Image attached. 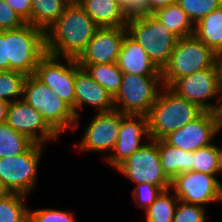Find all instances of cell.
<instances>
[{
	"label": "cell",
	"instance_id": "obj_1",
	"mask_svg": "<svg viewBox=\"0 0 222 222\" xmlns=\"http://www.w3.org/2000/svg\"><path fill=\"white\" fill-rule=\"evenodd\" d=\"M99 27L77 0H72L46 32L47 53L77 59Z\"/></svg>",
	"mask_w": 222,
	"mask_h": 222
},
{
	"label": "cell",
	"instance_id": "obj_2",
	"mask_svg": "<svg viewBox=\"0 0 222 222\" xmlns=\"http://www.w3.org/2000/svg\"><path fill=\"white\" fill-rule=\"evenodd\" d=\"M203 112L204 110L198 105L178 96L169 87L164 86L147 115L149 138L162 139L193 121Z\"/></svg>",
	"mask_w": 222,
	"mask_h": 222
},
{
	"label": "cell",
	"instance_id": "obj_3",
	"mask_svg": "<svg viewBox=\"0 0 222 222\" xmlns=\"http://www.w3.org/2000/svg\"><path fill=\"white\" fill-rule=\"evenodd\" d=\"M22 100L35 108L59 136L67 130L75 131L73 109L34 74L25 79Z\"/></svg>",
	"mask_w": 222,
	"mask_h": 222
},
{
	"label": "cell",
	"instance_id": "obj_4",
	"mask_svg": "<svg viewBox=\"0 0 222 222\" xmlns=\"http://www.w3.org/2000/svg\"><path fill=\"white\" fill-rule=\"evenodd\" d=\"M9 70L33 75L40 60L47 54L46 32L26 23L17 29L5 30Z\"/></svg>",
	"mask_w": 222,
	"mask_h": 222
},
{
	"label": "cell",
	"instance_id": "obj_5",
	"mask_svg": "<svg viewBox=\"0 0 222 222\" xmlns=\"http://www.w3.org/2000/svg\"><path fill=\"white\" fill-rule=\"evenodd\" d=\"M216 54L195 35L180 38L167 65L161 70L162 82L170 87L177 79L215 64Z\"/></svg>",
	"mask_w": 222,
	"mask_h": 222
},
{
	"label": "cell",
	"instance_id": "obj_6",
	"mask_svg": "<svg viewBox=\"0 0 222 222\" xmlns=\"http://www.w3.org/2000/svg\"><path fill=\"white\" fill-rule=\"evenodd\" d=\"M126 29L161 71L169 62L178 38L152 14L127 21Z\"/></svg>",
	"mask_w": 222,
	"mask_h": 222
},
{
	"label": "cell",
	"instance_id": "obj_7",
	"mask_svg": "<svg viewBox=\"0 0 222 222\" xmlns=\"http://www.w3.org/2000/svg\"><path fill=\"white\" fill-rule=\"evenodd\" d=\"M163 87L162 75L123 73L120 90L114 97V110L147 116Z\"/></svg>",
	"mask_w": 222,
	"mask_h": 222
},
{
	"label": "cell",
	"instance_id": "obj_8",
	"mask_svg": "<svg viewBox=\"0 0 222 222\" xmlns=\"http://www.w3.org/2000/svg\"><path fill=\"white\" fill-rule=\"evenodd\" d=\"M44 148V145L35 143L27 152L0 158V180L8 193L31 195L38 182Z\"/></svg>",
	"mask_w": 222,
	"mask_h": 222
},
{
	"label": "cell",
	"instance_id": "obj_9",
	"mask_svg": "<svg viewBox=\"0 0 222 222\" xmlns=\"http://www.w3.org/2000/svg\"><path fill=\"white\" fill-rule=\"evenodd\" d=\"M116 171L133 184L148 183L163 190L171 188V180L161 167L158 144L152 139L127 158Z\"/></svg>",
	"mask_w": 222,
	"mask_h": 222
},
{
	"label": "cell",
	"instance_id": "obj_10",
	"mask_svg": "<svg viewBox=\"0 0 222 222\" xmlns=\"http://www.w3.org/2000/svg\"><path fill=\"white\" fill-rule=\"evenodd\" d=\"M178 96L195 103L204 111L215 112L220 90L218 86V71L214 64L211 67L177 79L170 87ZM215 99L216 102H211Z\"/></svg>",
	"mask_w": 222,
	"mask_h": 222
},
{
	"label": "cell",
	"instance_id": "obj_11",
	"mask_svg": "<svg viewBox=\"0 0 222 222\" xmlns=\"http://www.w3.org/2000/svg\"><path fill=\"white\" fill-rule=\"evenodd\" d=\"M222 181L218 176L188 171L171 180V189L179 201L206 207L222 202Z\"/></svg>",
	"mask_w": 222,
	"mask_h": 222
},
{
	"label": "cell",
	"instance_id": "obj_12",
	"mask_svg": "<svg viewBox=\"0 0 222 222\" xmlns=\"http://www.w3.org/2000/svg\"><path fill=\"white\" fill-rule=\"evenodd\" d=\"M34 75L75 113V59L47 53L38 63Z\"/></svg>",
	"mask_w": 222,
	"mask_h": 222
},
{
	"label": "cell",
	"instance_id": "obj_13",
	"mask_svg": "<svg viewBox=\"0 0 222 222\" xmlns=\"http://www.w3.org/2000/svg\"><path fill=\"white\" fill-rule=\"evenodd\" d=\"M94 116V117H93ZM75 146L80 152L106 153L104 159L110 155L117 142L118 131L121 124V112L112 110L110 112H96Z\"/></svg>",
	"mask_w": 222,
	"mask_h": 222
},
{
	"label": "cell",
	"instance_id": "obj_14",
	"mask_svg": "<svg viewBox=\"0 0 222 222\" xmlns=\"http://www.w3.org/2000/svg\"><path fill=\"white\" fill-rule=\"evenodd\" d=\"M222 131L214 112L204 111L193 121L162 138V140L184 151H196L212 144Z\"/></svg>",
	"mask_w": 222,
	"mask_h": 222
},
{
	"label": "cell",
	"instance_id": "obj_15",
	"mask_svg": "<svg viewBox=\"0 0 222 222\" xmlns=\"http://www.w3.org/2000/svg\"><path fill=\"white\" fill-rule=\"evenodd\" d=\"M143 136L146 140H142ZM149 139L147 116L121 113L117 142L104 160L116 170Z\"/></svg>",
	"mask_w": 222,
	"mask_h": 222
},
{
	"label": "cell",
	"instance_id": "obj_16",
	"mask_svg": "<svg viewBox=\"0 0 222 222\" xmlns=\"http://www.w3.org/2000/svg\"><path fill=\"white\" fill-rule=\"evenodd\" d=\"M5 122L17 132L44 146L60 137L42 115L22 99L9 103Z\"/></svg>",
	"mask_w": 222,
	"mask_h": 222
},
{
	"label": "cell",
	"instance_id": "obj_17",
	"mask_svg": "<svg viewBox=\"0 0 222 222\" xmlns=\"http://www.w3.org/2000/svg\"><path fill=\"white\" fill-rule=\"evenodd\" d=\"M126 27L99 28L76 59L78 65L117 63Z\"/></svg>",
	"mask_w": 222,
	"mask_h": 222
},
{
	"label": "cell",
	"instance_id": "obj_18",
	"mask_svg": "<svg viewBox=\"0 0 222 222\" xmlns=\"http://www.w3.org/2000/svg\"><path fill=\"white\" fill-rule=\"evenodd\" d=\"M85 106L95 107L98 113L110 112L114 110V98L85 69L80 68L75 59V115L77 117L75 130L79 128L81 115L79 112Z\"/></svg>",
	"mask_w": 222,
	"mask_h": 222
},
{
	"label": "cell",
	"instance_id": "obj_19",
	"mask_svg": "<svg viewBox=\"0 0 222 222\" xmlns=\"http://www.w3.org/2000/svg\"><path fill=\"white\" fill-rule=\"evenodd\" d=\"M117 64L123 73L162 75L161 71L151 61L142 46L128 34H126L123 39Z\"/></svg>",
	"mask_w": 222,
	"mask_h": 222
},
{
	"label": "cell",
	"instance_id": "obj_20",
	"mask_svg": "<svg viewBox=\"0 0 222 222\" xmlns=\"http://www.w3.org/2000/svg\"><path fill=\"white\" fill-rule=\"evenodd\" d=\"M99 28L126 27L119 0H77Z\"/></svg>",
	"mask_w": 222,
	"mask_h": 222
},
{
	"label": "cell",
	"instance_id": "obj_21",
	"mask_svg": "<svg viewBox=\"0 0 222 222\" xmlns=\"http://www.w3.org/2000/svg\"><path fill=\"white\" fill-rule=\"evenodd\" d=\"M155 141L158 144L161 167L170 180L180 173L193 171V151L176 148L162 139Z\"/></svg>",
	"mask_w": 222,
	"mask_h": 222
},
{
	"label": "cell",
	"instance_id": "obj_22",
	"mask_svg": "<svg viewBox=\"0 0 222 222\" xmlns=\"http://www.w3.org/2000/svg\"><path fill=\"white\" fill-rule=\"evenodd\" d=\"M152 15L178 39L194 35L195 25L177 2L157 9Z\"/></svg>",
	"mask_w": 222,
	"mask_h": 222
},
{
	"label": "cell",
	"instance_id": "obj_23",
	"mask_svg": "<svg viewBox=\"0 0 222 222\" xmlns=\"http://www.w3.org/2000/svg\"><path fill=\"white\" fill-rule=\"evenodd\" d=\"M194 35L215 54L222 51V6L195 24Z\"/></svg>",
	"mask_w": 222,
	"mask_h": 222
},
{
	"label": "cell",
	"instance_id": "obj_24",
	"mask_svg": "<svg viewBox=\"0 0 222 222\" xmlns=\"http://www.w3.org/2000/svg\"><path fill=\"white\" fill-rule=\"evenodd\" d=\"M72 0H31V25L47 32Z\"/></svg>",
	"mask_w": 222,
	"mask_h": 222
},
{
	"label": "cell",
	"instance_id": "obj_25",
	"mask_svg": "<svg viewBox=\"0 0 222 222\" xmlns=\"http://www.w3.org/2000/svg\"><path fill=\"white\" fill-rule=\"evenodd\" d=\"M114 98L119 92L123 78V72L117 63L79 65Z\"/></svg>",
	"mask_w": 222,
	"mask_h": 222
},
{
	"label": "cell",
	"instance_id": "obj_26",
	"mask_svg": "<svg viewBox=\"0 0 222 222\" xmlns=\"http://www.w3.org/2000/svg\"><path fill=\"white\" fill-rule=\"evenodd\" d=\"M34 144V141L14 130L8 123L0 124V158L27 152Z\"/></svg>",
	"mask_w": 222,
	"mask_h": 222
},
{
	"label": "cell",
	"instance_id": "obj_27",
	"mask_svg": "<svg viewBox=\"0 0 222 222\" xmlns=\"http://www.w3.org/2000/svg\"><path fill=\"white\" fill-rule=\"evenodd\" d=\"M221 146L213 142L193 152V170L214 176L222 175Z\"/></svg>",
	"mask_w": 222,
	"mask_h": 222
},
{
	"label": "cell",
	"instance_id": "obj_28",
	"mask_svg": "<svg viewBox=\"0 0 222 222\" xmlns=\"http://www.w3.org/2000/svg\"><path fill=\"white\" fill-rule=\"evenodd\" d=\"M178 201L171 188L163 190L145 210L146 222H172Z\"/></svg>",
	"mask_w": 222,
	"mask_h": 222
},
{
	"label": "cell",
	"instance_id": "obj_29",
	"mask_svg": "<svg viewBox=\"0 0 222 222\" xmlns=\"http://www.w3.org/2000/svg\"><path fill=\"white\" fill-rule=\"evenodd\" d=\"M26 199L28 196L19 193H7L0 197V222H28Z\"/></svg>",
	"mask_w": 222,
	"mask_h": 222
},
{
	"label": "cell",
	"instance_id": "obj_30",
	"mask_svg": "<svg viewBox=\"0 0 222 222\" xmlns=\"http://www.w3.org/2000/svg\"><path fill=\"white\" fill-rule=\"evenodd\" d=\"M26 77L16 71H0V100L8 103L21 100Z\"/></svg>",
	"mask_w": 222,
	"mask_h": 222
},
{
	"label": "cell",
	"instance_id": "obj_31",
	"mask_svg": "<svg viewBox=\"0 0 222 222\" xmlns=\"http://www.w3.org/2000/svg\"><path fill=\"white\" fill-rule=\"evenodd\" d=\"M176 2L194 25L222 6V0H176Z\"/></svg>",
	"mask_w": 222,
	"mask_h": 222
},
{
	"label": "cell",
	"instance_id": "obj_32",
	"mask_svg": "<svg viewBox=\"0 0 222 222\" xmlns=\"http://www.w3.org/2000/svg\"><path fill=\"white\" fill-rule=\"evenodd\" d=\"M207 218L206 207L178 201L172 222H206Z\"/></svg>",
	"mask_w": 222,
	"mask_h": 222
},
{
	"label": "cell",
	"instance_id": "obj_33",
	"mask_svg": "<svg viewBox=\"0 0 222 222\" xmlns=\"http://www.w3.org/2000/svg\"><path fill=\"white\" fill-rule=\"evenodd\" d=\"M75 216L70 210L54 208L32 210L29 208L28 222H77Z\"/></svg>",
	"mask_w": 222,
	"mask_h": 222
},
{
	"label": "cell",
	"instance_id": "obj_34",
	"mask_svg": "<svg viewBox=\"0 0 222 222\" xmlns=\"http://www.w3.org/2000/svg\"><path fill=\"white\" fill-rule=\"evenodd\" d=\"M132 191L135 207L142 208L144 211L155 201L163 189L148 183L135 184Z\"/></svg>",
	"mask_w": 222,
	"mask_h": 222
},
{
	"label": "cell",
	"instance_id": "obj_35",
	"mask_svg": "<svg viewBox=\"0 0 222 222\" xmlns=\"http://www.w3.org/2000/svg\"><path fill=\"white\" fill-rule=\"evenodd\" d=\"M119 4L126 21L151 15L148 0H119Z\"/></svg>",
	"mask_w": 222,
	"mask_h": 222
},
{
	"label": "cell",
	"instance_id": "obj_36",
	"mask_svg": "<svg viewBox=\"0 0 222 222\" xmlns=\"http://www.w3.org/2000/svg\"><path fill=\"white\" fill-rule=\"evenodd\" d=\"M26 22L4 0H0V31L17 29Z\"/></svg>",
	"mask_w": 222,
	"mask_h": 222
},
{
	"label": "cell",
	"instance_id": "obj_37",
	"mask_svg": "<svg viewBox=\"0 0 222 222\" xmlns=\"http://www.w3.org/2000/svg\"><path fill=\"white\" fill-rule=\"evenodd\" d=\"M28 24H31V0H4Z\"/></svg>",
	"mask_w": 222,
	"mask_h": 222
},
{
	"label": "cell",
	"instance_id": "obj_38",
	"mask_svg": "<svg viewBox=\"0 0 222 222\" xmlns=\"http://www.w3.org/2000/svg\"><path fill=\"white\" fill-rule=\"evenodd\" d=\"M9 70L7 41H5V30L0 31V71Z\"/></svg>",
	"mask_w": 222,
	"mask_h": 222
},
{
	"label": "cell",
	"instance_id": "obj_39",
	"mask_svg": "<svg viewBox=\"0 0 222 222\" xmlns=\"http://www.w3.org/2000/svg\"><path fill=\"white\" fill-rule=\"evenodd\" d=\"M176 2V0H148L149 3V12L152 14L157 9L166 7L169 4Z\"/></svg>",
	"mask_w": 222,
	"mask_h": 222
},
{
	"label": "cell",
	"instance_id": "obj_40",
	"mask_svg": "<svg viewBox=\"0 0 222 222\" xmlns=\"http://www.w3.org/2000/svg\"><path fill=\"white\" fill-rule=\"evenodd\" d=\"M215 64L218 71V86L219 90L222 91V51L216 54Z\"/></svg>",
	"mask_w": 222,
	"mask_h": 222
},
{
	"label": "cell",
	"instance_id": "obj_41",
	"mask_svg": "<svg viewBox=\"0 0 222 222\" xmlns=\"http://www.w3.org/2000/svg\"><path fill=\"white\" fill-rule=\"evenodd\" d=\"M8 106V102L0 100V124L6 121Z\"/></svg>",
	"mask_w": 222,
	"mask_h": 222
},
{
	"label": "cell",
	"instance_id": "obj_42",
	"mask_svg": "<svg viewBox=\"0 0 222 222\" xmlns=\"http://www.w3.org/2000/svg\"><path fill=\"white\" fill-rule=\"evenodd\" d=\"M214 113H215L216 118L218 120V124L222 128V91H220L219 103H218V106H217Z\"/></svg>",
	"mask_w": 222,
	"mask_h": 222
},
{
	"label": "cell",
	"instance_id": "obj_43",
	"mask_svg": "<svg viewBox=\"0 0 222 222\" xmlns=\"http://www.w3.org/2000/svg\"><path fill=\"white\" fill-rule=\"evenodd\" d=\"M7 193H8L7 190L4 188V186L0 180V197L5 196Z\"/></svg>",
	"mask_w": 222,
	"mask_h": 222
},
{
	"label": "cell",
	"instance_id": "obj_44",
	"mask_svg": "<svg viewBox=\"0 0 222 222\" xmlns=\"http://www.w3.org/2000/svg\"><path fill=\"white\" fill-rule=\"evenodd\" d=\"M221 144H222V142H221ZM221 158H222V145H221ZM222 160V159H221Z\"/></svg>",
	"mask_w": 222,
	"mask_h": 222
}]
</instances>
